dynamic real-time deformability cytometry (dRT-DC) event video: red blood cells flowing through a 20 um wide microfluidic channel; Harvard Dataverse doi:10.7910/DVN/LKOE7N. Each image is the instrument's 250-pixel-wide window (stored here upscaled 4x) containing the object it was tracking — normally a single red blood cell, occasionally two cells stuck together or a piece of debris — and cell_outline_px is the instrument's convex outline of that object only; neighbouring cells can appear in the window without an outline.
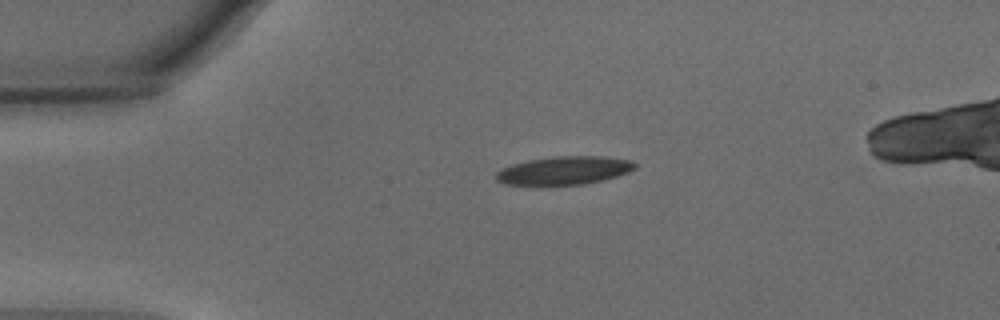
{"species": "common noctule bat (a hibernating species)", "species_latin": "Nyctalus noctula", "temperature_condition": "warm", "stored_images_in_passage": 42, "camera_frame_rate_fps": 3000, "um_per_image_px": 0.085, "animal": {"sex": "male", "body_mass_g": 15.6}, "frame": {"image": 1, "passage_image": 1, "time_ms": 0.0, "image_size_px": [1000, 320], "cell_outline_px": [[636, 168], [628, 172], [616, 176], [584, 184], [504, 184], [496, 180], [496, 172], [512, 164], [528, 160], [552, 156], [600, 156], [632, 160], [636, 164]], "centroid_in_image_um": [47.97, 14.47], "position_along_channel_um": 37.0, "area_um2": 22.54}}
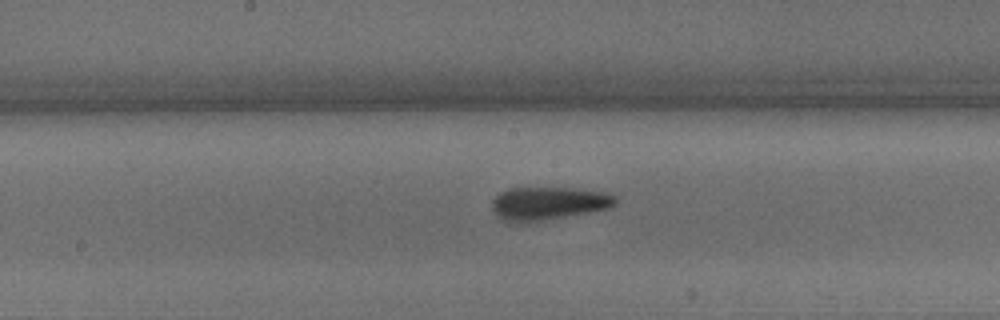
{"frame": {"image": 2, "passage_image": 17, "time_ms": 5.333, "image_size_px": [1000, 320], "cell_outline_px": [[616, 204], [608, 208], [528, 224], [500, 220], [492, 212], [492, 200], [500, 192], [508, 188], [580, 188], [604, 192], [616, 196]], "centroid_in_image_um": [46.56, 17.3], "position_along_channel_um": 201.6, "area_um2": 24.28}}
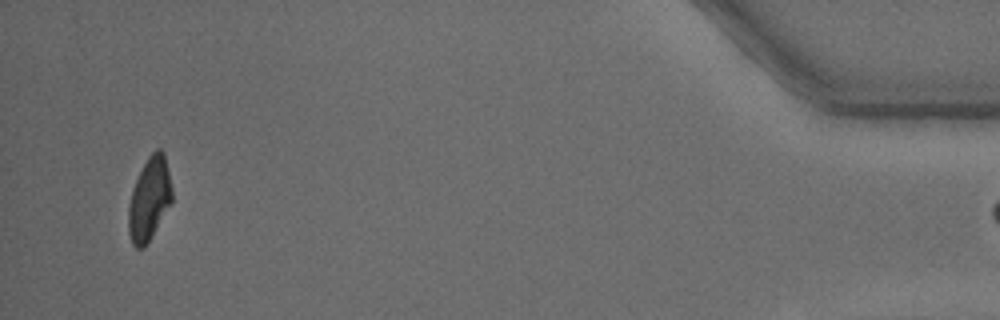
{"frame": {"image": 3, "passage_image": 41, "time_ms": 13.333, "image_size_px": [1000, 320], "cell_outline_px": [[172, 204], [152, 236], [144, 248], [136, 248], [132, 244], [128, 232], [128, 208], [132, 188], [148, 156], [156, 148], [160, 148], [164, 152], [172, 188]], "centroid_in_image_um": [12.7, 16.93], "position_along_channel_um": 422.5, "area_um2": 21.27}}